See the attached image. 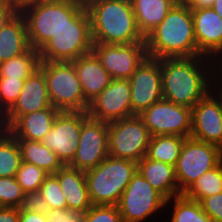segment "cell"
<instances>
[{
	"instance_id": "cell-1",
	"label": "cell",
	"mask_w": 222,
	"mask_h": 222,
	"mask_svg": "<svg viewBox=\"0 0 222 222\" xmlns=\"http://www.w3.org/2000/svg\"><path fill=\"white\" fill-rule=\"evenodd\" d=\"M160 68L165 100L192 109L211 90L212 58H161Z\"/></svg>"
},
{
	"instance_id": "cell-2",
	"label": "cell",
	"mask_w": 222,
	"mask_h": 222,
	"mask_svg": "<svg viewBox=\"0 0 222 222\" xmlns=\"http://www.w3.org/2000/svg\"><path fill=\"white\" fill-rule=\"evenodd\" d=\"M147 55L152 59L196 57L197 50L191 8L176 3L164 20L145 37Z\"/></svg>"
},
{
	"instance_id": "cell-3",
	"label": "cell",
	"mask_w": 222,
	"mask_h": 222,
	"mask_svg": "<svg viewBox=\"0 0 222 222\" xmlns=\"http://www.w3.org/2000/svg\"><path fill=\"white\" fill-rule=\"evenodd\" d=\"M93 43L145 42L130 0H86Z\"/></svg>"
},
{
	"instance_id": "cell-4",
	"label": "cell",
	"mask_w": 222,
	"mask_h": 222,
	"mask_svg": "<svg viewBox=\"0 0 222 222\" xmlns=\"http://www.w3.org/2000/svg\"><path fill=\"white\" fill-rule=\"evenodd\" d=\"M85 5L68 1L40 0L19 12L24 17L30 47L39 51L61 28L67 26Z\"/></svg>"
},
{
	"instance_id": "cell-5",
	"label": "cell",
	"mask_w": 222,
	"mask_h": 222,
	"mask_svg": "<svg viewBox=\"0 0 222 222\" xmlns=\"http://www.w3.org/2000/svg\"><path fill=\"white\" fill-rule=\"evenodd\" d=\"M136 172V162L110 155L97 167L86 171V184L92 205L117 206Z\"/></svg>"
},
{
	"instance_id": "cell-6",
	"label": "cell",
	"mask_w": 222,
	"mask_h": 222,
	"mask_svg": "<svg viewBox=\"0 0 222 222\" xmlns=\"http://www.w3.org/2000/svg\"><path fill=\"white\" fill-rule=\"evenodd\" d=\"M91 23L86 6L38 51L40 61L72 62L92 52Z\"/></svg>"
},
{
	"instance_id": "cell-7",
	"label": "cell",
	"mask_w": 222,
	"mask_h": 222,
	"mask_svg": "<svg viewBox=\"0 0 222 222\" xmlns=\"http://www.w3.org/2000/svg\"><path fill=\"white\" fill-rule=\"evenodd\" d=\"M51 106L61 111L84 112L89 103L84 99L73 62L40 61Z\"/></svg>"
},
{
	"instance_id": "cell-8",
	"label": "cell",
	"mask_w": 222,
	"mask_h": 222,
	"mask_svg": "<svg viewBox=\"0 0 222 222\" xmlns=\"http://www.w3.org/2000/svg\"><path fill=\"white\" fill-rule=\"evenodd\" d=\"M221 162L220 147L187 137L174 166L179 192L183 194L201 175Z\"/></svg>"
},
{
	"instance_id": "cell-9",
	"label": "cell",
	"mask_w": 222,
	"mask_h": 222,
	"mask_svg": "<svg viewBox=\"0 0 222 222\" xmlns=\"http://www.w3.org/2000/svg\"><path fill=\"white\" fill-rule=\"evenodd\" d=\"M151 135L139 115L108 123V152L138 163L147 154Z\"/></svg>"
},
{
	"instance_id": "cell-10",
	"label": "cell",
	"mask_w": 222,
	"mask_h": 222,
	"mask_svg": "<svg viewBox=\"0 0 222 222\" xmlns=\"http://www.w3.org/2000/svg\"><path fill=\"white\" fill-rule=\"evenodd\" d=\"M166 201L137 171L123 191L117 206L123 222H144L161 210L165 211Z\"/></svg>"
},
{
	"instance_id": "cell-11",
	"label": "cell",
	"mask_w": 222,
	"mask_h": 222,
	"mask_svg": "<svg viewBox=\"0 0 222 222\" xmlns=\"http://www.w3.org/2000/svg\"><path fill=\"white\" fill-rule=\"evenodd\" d=\"M151 137L177 135L190 137L192 109L161 99L139 114Z\"/></svg>"
},
{
	"instance_id": "cell-12",
	"label": "cell",
	"mask_w": 222,
	"mask_h": 222,
	"mask_svg": "<svg viewBox=\"0 0 222 222\" xmlns=\"http://www.w3.org/2000/svg\"><path fill=\"white\" fill-rule=\"evenodd\" d=\"M92 52L112 79L128 80L148 57L145 42L129 44L94 43Z\"/></svg>"
},
{
	"instance_id": "cell-13",
	"label": "cell",
	"mask_w": 222,
	"mask_h": 222,
	"mask_svg": "<svg viewBox=\"0 0 222 222\" xmlns=\"http://www.w3.org/2000/svg\"><path fill=\"white\" fill-rule=\"evenodd\" d=\"M88 117L87 111H61L55 117L50 132L41 140L64 165H68L74 158L82 123Z\"/></svg>"
},
{
	"instance_id": "cell-14",
	"label": "cell",
	"mask_w": 222,
	"mask_h": 222,
	"mask_svg": "<svg viewBox=\"0 0 222 222\" xmlns=\"http://www.w3.org/2000/svg\"><path fill=\"white\" fill-rule=\"evenodd\" d=\"M108 156V123L88 117L82 123L78 149L68 166L86 172Z\"/></svg>"
},
{
	"instance_id": "cell-15",
	"label": "cell",
	"mask_w": 222,
	"mask_h": 222,
	"mask_svg": "<svg viewBox=\"0 0 222 222\" xmlns=\"http://www.w3.org/2000/svg\"><path fill=\"white\" fill-rule=\"evenodd\" d=\"M90 118L110 123L133 116L129 80L112 79L88 105Z\"/></svg>"
},
{
	"instance_id": "cell-16",
	"label": "cell",
	"mask_w": 222,
	"mask_h": 222,
	"mask_svg": "<svg viewBox=\"0 0 222 222\" xmlns=\"http://www.w3.org/2000/svg\"><path fill=\"white\" fill-rule=\"evenodd\" d=\"M133 115H139L163 99L160 59L147 57L128 79Z\"/></svg>"
},
{
	"instance_id": "cell-17",
	"label": "cell",
	"mask_w": 222,
	"mask_h": 222,
	"mask_svg": "<svg viewBox=\"0 0 222 222\" xmlns=\"http://www.w3.org/2000/svg\"><path fill=\"white\" fill-rule=\"evenodd\" d=\"M190 137L222 149V104L212 90L192 108Z\"/></svg>"
},
{
	"instance_id": "cell-18",
	"label": "cell",
	"mask_w": 222,
	"mask_h": 222,
	"mask_svg": "<svg viewBox=\"0 0 222 222\" xmlns=\"http://www.w3.org/2000/svg\"><path fill=\"white\" fill-rule=\"evenodd\" d=\"M51 107L44 72L38 68L24 82L14 106L0 119V128L7 130L20 116Z\"/></svg>"
},
{
	"instance_id": "cell-19",
	"label": "cell",
	"mask_w": 222,
	"mask_h": 222,
	"mask_svg": "<svg viewBox=\"0 0 222 222\" xmlns=\"http://www.w3.org/2000/svg\"><path fill=\"white\" fill-rule=\"evenodd\" d=\"M197 50L213 58L222 50V18L211 8H191Z\"/></svg>"
},
{
	"instance_id": "cell-20",
	"label": "cell",
	"mask_w": 222,
	"mask_h": 222,
	"mask_svg": "<svg viewBox=\"0 0 222 222\" xmlns=\"http://www.w3.org/2000/svg\"><path fill=\"white\" fill-rule=\"evenodd\" d=\"M55 175L67 200V210L84 214L91 206L84 171L64 165Z\"/></svg>"
},
{
	"instance_id": "cell-21",
	"label": "cell",
	"mask_w": 222,
	"mask_h": 222,
	"mask_svg": "<svg viewBox=\"0 0 222 222\" xmlns=\"http://www.w3.org/2000/svg\"><path fill=\"white\" fill-rule=\"evenodd\" d=\"M80 82L84 99L90 103L111 82L112 78L93 52L72 61Z\"/></svg>"
},
{
	"instance_id": "cell-22",
	"label": "cell",
	"mask_w": 222,
	"mask_h": 222,
	"mask_svg": "<svg viewBox=\"0 0 222 222\" xmlns=\"http://www.w3.org/2000/svg\"><path fill=\"white\" fill-rule=\"evenodd\" d=\"M60 111L53 106L20 116L7 131L16 139L41 141L51 130Z\"/></svg>"
},
{
	"instance_id": "cell-23",
	"label": "cell",
	"mask_w": 222,
	"mask_h": 222,
	"mask_svg": "<svg viewBox=\"0 0 222 222\" xmlns=\"http://www.w3.org/2000/svg\"><path fill=\"white\" fill-rule=\"evenodd\" d=\"M137 171L158 191L166 200L181 195L173 165L161 161L150 160L144 156L137 163Z\"/></svg>"
},
{
	"instance_id": "cell-24",
	"label": "cell",
	"mask_w": 222,
	"mask_h": 222,
	"mask_svg": "<svg viewBox=\"0 0 222 222\" xmlns=\"http://www.w3.org/2000/svg\"><path fill=\"white\" fill-rule=\"evenodd\" d=\"M30 48L24 17L18 12L0 31V63Z\"/></svg>"
},
{
	"instance_id": "cell-25",
	"label": "cell",
	"mask_w": 222,
	"mask_h": 222,
	"mask_svg": "<svg viewBox=\"0 0 222 222\" xmlns=\"http://www.w3.org/2000/svg\"><path fill=\"white\" fill-rule=\"evenodd\" d=\"M136 24L145 38L166 17L178 2L177 0H130Z\"/></svg>"
},
{
	"instance_id": "cell-26",
	"label": "cell",
	"mask_w": 222,
	"mask_h": 222,
	"mask_svg": "<svg viewBox=\"0 0 222 222\" xmlns=\"http://www.w3.org/2000/svg\"><path fill=\"white\" fill-rule=\"evenodd\" d=\"M22 161L32 163L48 174H55L64 166L58 156L41 141L17 139Z\"/></svg>"
},
{
	"instance_id": "cell-27",
	"label": "cell",
	"mask_w": 222,
	"mask_h": 222,
	"mask_svg": "<svg viewBox=\"0 0 222 222\" xmlns=\"http://www.w3.org/2000/svg\"><path fill=\"white\" fill-rule=\"evenodd\" d=\"M186 137L156 135L149 141L146 157L175 166Z\"/></svg>"
},
{
	"instance_id": "cell-28",
	"label": "cell",
	"mask_w": 222,
	"mask_h": 222,
	"mask_svg": "<svg viewBox=\"0 0 222 222\" xmlns=\"http://www.w3.org/2000/svg\"><path fill=\"white\" fill-rule=\"evenodd\" d=\"M39 52L30 47L25 53L0 63V77L27 79L39 68Z\"/></svg>"
},
{
	"instance_id": "cell-29",
	"label": "cell",
	"mask_w": 222,
	"mask_h": 222,
	"mask_svg": "<svg viewBox=\"0 0 222 222\" xmlns=\"http://www.w3.org/2000/svg\"><path fill=\"white\" fill-rule=\"evenodd\" d=\"M173 204L170 222H213V220L203 211L200 202L187 198L184 194L174 196L166 201Z\"/></svg>"
},
{
	"instance_id": "cell-30",
	"label": "cell",
	"mask_w": 222,
	"mask_h": 222,
	"mask_svg": "<svg viewBox=\"0 0 222 222\" xmlns=\"http://www.w3.org/2000/svg\"><path fill=\"white\" fill-rule=\"evenodd\" d=\"M22 162L17 139L0 128V177H16Z\"/></svg>"
},
{
	"instance_id": "cell-31",
	"label": "cell",
	"mask_w": 222,
	"mask_h": 222,
	"mask_svg": "<svg viewBox=\"0 0 222 222\" xmlns=\"http://www.w3.org/2000/svg\"><path fill=\"white\" fill-rule=\"evenodd\" d=\"M222 193V162L201 175L183 194L200 202L203 198Z\"/></svg>"
},
{
	"instance_id": "cell-32",
	"label": "cell",
	"mask_w": 222,
	"mask_h": 222,
	"mask_svg": "<svg viewBox=\"0 0 222 222\" xmlns=\"http://www.w3.org/2000/svg\"><path fill=\"white\" fill-rule=\"evenodd\" d=\"M47 175V172L36 165L22 161L16 179L25 193L39 192L40 186Z\"/></svg>"
},
{
	"instance_id": "cell-33",
	"label": "cell",
	"mask_w": 222,
	"mask_h": 222,
	"mask_svg": "<svg viewBox=\"0 0 222 222\" xmlns=\"http://www.w3.org/2000/svg\"><path fill=\"white\" fill-rule=\"evenodd\" d=\"M26 79L0 77V119L16 103Z\"/></svg>"
},
{
	"instance_id": "cell-34",
	"label": "cell",
	"mask_w": 222,
	"mask_h": 222,
	"mask_svg": "<svg viewBox=\"0 0 222 222\" xmlns=\"http://www.w3.org/2000/svg\"><path fill=\"white\" fill-rule=\"evenodd\" d=\"M39 193L51 209H67V200L55 174H48L46 176L44 182L40 186Z\"/></svg>"
},
{
	"instance_id": "cell-35",
	"label": "cell",
	"mask_w": 222,
	"mask_h": 222,
	"mask_svg": "<svg viewBox=\"0 0 222 222\" xmlns=\"http://www.w3.org/2000/svg\"><path fill=\"white\" fill-rule=\"evenodd\" d=\"M24 196L16 177H0V207L20 208Z\"/></svg>"
},
{
	"instance_id": "cell-36",
	"label": "cell",
	"mask_w": 222,
	"mask_h": 222,
	"mask_svg": "<svg viewBox=\"0 0 222 222\" xmlns=\"http://www.w3.org/2000/svg\"><path fill=\"white\" fill-rule=\"evenodd\" d=\"M83 222H123L118 206L92 205L84 214Z\"/></svg>"
},
{
	"instance_id": "cell-37",
	"label": "cell",
	"mask_w": 222,
	"mask_h": 222,
	"mask_svg": "<svg viewBox=\"0 0 222 222\" xmlns=\"http://www.w3.org/2000/svg\"><path fill=\"white\" fill-rule=\"evenodd\" d=\"M20 209L47 214L51 208L39 192H31L25 193Z\"/></svg>"
},
{
	"instance_id": "cell-38",
	"label": "cell",
	"mask_w": 222,
	"mask_h": 222,
	"mask_svg": "<svg viewBox=\"0 0 222 222\" xmlns=\"http://www.w3.org/2000/svg\"><path fill=\"white\" fill-rule=\"evenodd\" d=\"M200 204L213 222H222V193L205 197L200 201Z\"/></svg>"
},
{
	"instance_id": "cell-39",
	"label": "cell",
	"mask_w": 222,
	"mask_h": 222,
	"mask_svg": "<svg viewBox=\"0 0 222 222\" xmlns=\"http://www.w3.org/2000/svg\"><path fill=\"white\" fill-rule=\"evenodd\" d=\"M46 215L48 222H83L82 214L71 213L67 209H50Z\"/></svg>"
},
{
	"instance_id": "cell-40",
	"label": "cell",
	"mask_w": 222,
	"mask_h": 222,
	"mask_svg": "<svg viewBox=\"0 0 222 222\" xmlns=\"http://www.w3.org/2000/svg\"><path fill=\"white\" fill-rule=\"evenodd\" d=\"M19 11L7 1L0 0V31Z\"/></svg>"
},
{
	"instance_id": "cell-41",
	"label": "cell",
	"mask_w": 222,
	"mask_h": 222,
	"mask_svg": "<svg viewBox=\"0 0 222 222\" xmlns=\"http://www.w3.org/2000/svg\"><path fill=\"white\" fill-rule=\"evenodd\" d=\"M212 84H222V52L212 58Z\"/></svg>"
},
{
	"instance_id": "cell-42",
	"label": "cell",
	"mask_w": 222,
	"mask_h": 222,
	"mask_svg": "<svg viewBox=\"0 0 222 222\" xmlns=\"http://www.w3.org/2000/svg\"><path fill=\"white\" fill-rule=\"evenodd\" d=\"M19 222H48V218L46 214L21 210L19 208Z\"/></svg>"
},
{
	"instance_id": "cell-43",
	"label": "cell",
	"mask_w": 222,
	"mask_h": 222,
	"mask_svg": "<svg viewBox=\"0 0 222 222\" xmlns=\"http://www.w3.org/2000/svg\"><path fill=\"white\" fill-rule=\"evenodd\" d=\"M0 222H19V208L0 207Z\"/></svg>"
},
{
	"instance_id": "cell-44",
	"label": "cell",
	"mask_w": 222,
	"mask_h": 222,
	"mask_svg": "<svg viewBox=\"0 0 222 222\" xmlns=\"http://www.w3.org/2000/svg\"><path fill=\"white\" fill-rule=\"evenodd\" d=\"M178 3L188 5L190 8L212 7L215 0H177Z\"/></svg>"
},
{
	"instance_id": "cell-45",
	"label": "cell",
	"mask_w": 222,
	"mask_h": 222,
	"mask_svg": "<svg viewBox=\"0 0 222 222\" xmlns=\"http://www.w3.org/2000/svg\"><path fill=\"white\" fill-rule=\"evenodd\" d=\"M5 1H7L11 6L15 7L18 11H20L25 6L37 3L40 0H5Z\"/></svg>"
},
{
	"instance_id": "cell-46",
	"label": "cell",
	"mask_w": 222,
	"mask_h": 222,
	"mask_svg": "<svg viewBox=\"0 0 222 222\" xmlns=\"http://www.w3.org/2000/svg\"><path fill=\"white\" fill-rule=\"evenodd\" d=\"M211 90L217 95L222 104V84H211Z\"/></svg>"
},
{
	"instance_id": "cell-47",
	"label": "cell",
	"mask_w": 222,
	"mask_h": 222,
	"mask_svg": "<svg viewBox=\"0 0 222 222\" xmlns=\"http://www.w3.org/2000/svg\"><path fill=\"white\" fill-rule=\"evenodd\" d=\"M211 8L222 18V0H215Z\"/></svg>"
},
{
	"instance_id": "cell-48",
	"label": "cell",
	"mask_w": 222,
	"mask_h": 222,
	"mask_svg": "<svg viewBox=\"0 0 222 222\" xmlns=\"http://www.w3.org/2000/svg\"><path fill=\"white\" fill-rule=\"evenodd\" d=\"M53 1H68V2H72V3L86 5V0H53Z\"/></svg>"
}]
</instances>
